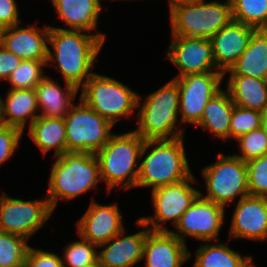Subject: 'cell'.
<instances>
[{"instance_id":"9","label":"cell","mask_w":267,"mask_h":267,"mask_svg":"<svg viewBox=\"0 0 267 267\" xmlns=\"http://www.w3.org/2000/svg\"><path fill=\"white\" fill-rule=\"evenodd\" d=\"M64 117L66 124L67 152H87L95 154L113 134V126L108 120L87 106L80 98Z\"/></svg>"},{"instance_id":"18","label":"cell","mask_w":267,"mask_h":267,"mask_svg":"<svg viewBox=\"0 0 267 267\" xmlns=\"http://www.w3.org/2000/svg\"><path fill=\"white\" fill-rule=\"evenodd\" d=\"M170 231H149L143 248L144 267H182L192 258L191 250Z\"/></svg>"},{"instance_id":"27","label":"cell","mask_w":267,"mask_h":267,"mask_svg":"<svg viewBox=\"0 0 267 267\" xmlns=\"http://www.w3.org/2000/svg\"><path fill=\"white\" fill-rule=\"evenodd\" d=\"M227 242L207 241L197 247L192 267H256L252 255L243 257Z\"/></svg>"},{"instance_id":"26","label":"cell","mask_w":267,"mask_h":267,"mask_svg":"<svg viewBox=\"0 0 267 267\" xmlns=\"http://www.w3.org/2000/svg\"><path fill=\"white\" fill-rule=\"evenodd\" d=\"M66 124L64 118H50L38 116L28 126L27 134L32 142L39 148L44 157L46 153L54 150L53 158L67 152Z\"/></svg>"},{"instance_id":"1","label":"cell","mask_w":267,"mask_h":267,"mask_svg":"<svg viewBox=\"0 0 267 267\" xmlns=\"http://www.w3.org/2000/svg\"><path fill=\"white\" fill-rule=\"evenodd\" d=\"M103 46L95 34L49 27L46 67L55 68L62 81L80 90L95 73L93 68Z\"/></svg>"},{"instance_id":"10","label":"cell","mask_w":267,"mask_h":267,"mask_svg":"<svg viewBox=\"0 0 267 267\" xmlns=\"http://www.w3.org/2000/svg\"><path fill=\"white\" fill-rule=\"evenodd\" d=\"M198 179L192 173L187 179L151 191L154 214L142 216V220L151 231H170L165 225L171 222L174 228L183 213L200 195V189L195 188ZM194 184V185H192Z\"/></svg>"},{"instance_id":"42","label":"cell","mask_w":267,"mask_h":267,"mask_svg":"<svg viewBox=\"0 0 267 267\" xmlns=\"http://www.w3.org/2000/svg\"><path fill=\"white\" fill-rule=\"evenodd\" d=\"M5 27L0 24V46L3 44V34H4Z\"/></svg>"},{"instance_id":"4","label":"cell","mask_w":267,"mask_h":267,"mask_svg":"<svg viewBox=\"0 0 267 267\" xmlns=\"http://www.w3.org/2000/svg\"><path fill=\"white\" fill-rule=\"evenodd\" d=\"M143 100V102H142ZM180 91L172 77L144 99L139 92L136 113L137 127L133 130L144 140L175 139L185 134L179 118Z\"/></svg>"},{"instance_id":"20","label":"cell","mask_w":267,"mask_h":267,"mask_svg":"<svg viewBox=\"0 0 267 267\" xmlns=\"http://www.w3.org/2000/svg\"><path fill=\"white\" fill-rule=\"evenodd\" d=\"M20 25L5 28L2 46L22 60L47 61L49 25Z\"/></svg>"},{"instance_id":"43","label":"cell","mask_w":267,"mask_h":267,"mask_svg":"<svg viewBox=\"0 0 267 267\" xmlns=\"http://www.w3.org/2000/svg\"><path fill=\"white\" fill-rule=\"evenodd\" d=\"M0 107H1V95H0ZM2 124V118H1V108H0V125Z\"/></svg>"},{"instance_id":"13","label":"cell","mask_w":267,"mask_h":267,"mask_svg":"<svg viewBox=\"0 0 267 267\" xmlns=\"http://www.w3.org/2000/svg\"><path fill=\"white\" fill-rule=\"evenodd\" d=\"M175 80L180 91V121L183 125L187 123L195 126L208 101L222 89L223 73L189 74Z\"/></svg>"},{"instance_id":"21","label":"cell","mask_w":267,"mask_h":267,"mask_svg":"<svg viewBox=\"0 0 267 267\" xmlns=\"http://www.w3.org/2000/svg\"><path fill=\"white\" fill-rule=\"evenodd\" d=\"M255 30L251 26L232 19L225 27L209 38L216 67L222 73L229 70L239 59Z\"/></svg>"},{"instance_id":"40","label":"cell","mask_w":267,"mask_h":267,"mask_svg":"<svg viewBox=\"0 0 267 267\" xmlns=\"http://www.w3.org/2000/svg\"><path fill=\"white\" fill-rule=\"evenodd\" d=\"M262 128L267 134V106L262 110Z\"/></svg>"},{"instance_id":"16","label":"cell","mask_w":267,"mask_h":267,"mask_svg":"<svg viewBox=\"0 0 267 267\" xmlns=\"http://www.w3.org/2000/svg\"><path fill=\"white\" fill-rule=\"evenodd\" d=\"M229 226L228 238L267 241V197L247 195L237 201Z\"/></svg>"},{"instance_id":"22","label":"cell","mask_w":267,"mask_h":267,"mask_svg":"<svg viewBox=\"0 0 267 267\" xmlns=\"http://www.w3.org/2000/svg\"><path fill=\"white\" fill-rule=\"evenodd\" d=\"M53 79L46 75L34 89L39 116L64 118L74 105V100L77 99L80 90L65 81H63V88L57 82L58 78Z\"/></svg>"},{"instance_id":"45","label":"cell","mask_w":267,"mask_h":267,"mask_svg":"<svg viewBox=\"0 0 267 267\" xmlns=\"http://www.w3.org/2000/svg\"><path fill=\"white\" fill-rule=\"evenodd\" d=\"M20 267H28V265L26 263H24L22 266Z\"/></svg>"},{"instance_id":"17","label":"cell","mask_w":267,"mask_h":267,"mask_svg":"<svg viewBox=\"0 0 267 267\" xmlns=\"http://www.w3.org/2000/svg\"><path fill=\"white\" fill-rule=\"evenodd\" d=\"M136 225L141 230L127 235L124 228L119 234L98 248L100 267H133L143 262V248L147 233L150 229L139 218Z\"/></svg>"},{"instance_id":"14","label":"cell","mask_w":267,"mask_h":267,"mask_svg":"<svg viewBox=\"0 0 267 267\" xmlns=\"http://www.w3.org/2000/svg\"><path fill=\"white\" fill-rule=\"evenodd\" d=\"M166 58L179 72L181 78L189 74L221 72L215 64L213 48L209 39L172 35Z\"/></svg>"},{"instance_id":"37","label":"cell","mask_w":267,"mask_h":267,"mask_svg":"<svg viewBox=\"0 0 267 267\" xmlns=\"http://www.w3.org/2000/svg\"><path fill=\"white\" fill-rule=\"evenodd\" d=\"M25 263L28 267H64L61 255L31 245L27 250Z\"/></svg>"},{"instance_id":"2","label":"cell","mask_w":267,"mask_h":267,"mask_svg":"<svg viewBox=\"0 0 267 267\" xmlns=\"http://www.w3.org/2000/svg\"><path fill=\"white\" fill-rule=\"evenodd\" d=\"M184 137L144 141L136 188H151L152 191L187 179L193 173Z\"/></svg>"},{"instance_id":"36","label":"cell","mask_w":267,"mask_h":267,"mask_svg":"<svg viewBox=\"0 0 267 267\" xmlns=\"http://www.w3.org/2000/svg\"><path fill=\"white\" fill-rule=\"evenodd\" d=\"M24 132L14 126L0 125V167L12 156L20 146Z\"/></svg>"},{"instance_id":"35","label":"cell","mask_w":267,"mask_h":267,"mask_svg":"<svg viewBox=\"0 0 267 267\" xmlns=\"http://www.w3.org/2000/svg\"><path fill=\"white\" fill-rule=\"evenodd\" d=\"M249 195L267 197V154L246 163Z\"/></svg>"},{"instance_id":"39","label":"cell","mask_w":267,"mask_h":267,"mask_svg":"<svg viewBox=\"0 0 267 267\" xmlns=\"http://www.w3.org/2000/svg\"><path fill=\"white\" fill-rule=\"evenodd\" d=\"M23 60L0 46V81H7L13 71L20 66Z\"/></svg>"},{"instance_id":"30","label":"cell","mask_w":267,"mask_h":267,"mask_svg":"<svg viewBox=\"0 0 267 267\" xmlns=\"http://www.w3.org/2000/svg\"><path fill=\"white\" fill-rule=\"evenodd\" d=\"M29 241L20 235L0 232V267H20L25 263Z\"/></svg>"},{"instance_id":"15","label":"cell","mask_w":267,"mask_h":267,"mask_svg":"<svg viewBox=\"0 0 267 267\" xmlns=\"http://www.w3.org/2000/svg\"><path fill=\"white\" fill-rule=\"evenodd\" d=\"M95 198L92 197L75 228L78 235L99 247L119 234L125 226L118 202L102 205Z\"/></svg>"},{"instance_id":"33","label":"cell","mask_w":267,"mask_h":267,"mask_svg":"<svg viewBox=\"0 0 267 267\" xmlns=\"http://www.w3.org/2000/svg\"><path fill=\"white\" fill-rule=\"evenodd\" d=\"M235 141L239 152L233 154L246 163L267 154V134L262 127L241 135Z\"/></svg>"},{"instance_id":"5","label":"cell","mask_w":267,"mask_h":267,"mask_svg":"<svg viewBox=\"0 0 267 267\" xmlns=\"http://www.w3.org/2000/svg\"><path fill=\"white\" fill-rule=\"evenodd\" d=\"M144 139L133 129L127 132L113 133L108 142L95 153L102 182L106 193L136 188L140 154Z\"/></svg>"},{"instance_id":"31","label":"cell","mask_w":267,"mask_h":267,"mask_svg":"<svg viewBox=\"0 0 267 267\" xmlns=\"http://www.w3.org/2000/svg\"><path fill=\"white\" fill-rule=\"evenodd\" d=\"M79 240L64 246L62 262L64 267H85L98 262V246L77 235Z\"/></svg>"},{"instance_id":"25","label":"cell","mask_w":267,"mask_h":267,"mask_svg":"<svg viewBox=\"0 0 267 267\" xmlns=\"http://www.w3.org/2000/svg\"><path fill=\"white\" fill-rule=\"evenodd\" d=\"M234 106L229 93L222 88L208 101L200 121L195 126L208 131L217 140L228 143Z\"/></svg>"},{"instance_id":"38","label":"cell","mask_w":267,"mask_h":267,"mask_svg":"<svg viewBox=\"0 0 267 267\" xmlns=\"http://www.w3.org/2000/svg\"><path fill=\"white\" fill-rule=\"evenodd\" d=\"M20 11L16 0H0V24L5 27H12L21 24Z\"/></svg>"},{"instance_id":"29","label":"cell","mask_w":267,"mask_h":267,"mask_svg":"<svg viewBox=\"0 0 267 267\" xmlns=\"http://www.w3.org/2000/svg\"><path fill=\"white\" fill-rule=\"evenodd\" d=\"M232 19L256 30L267 29V0H230Z\"/></svg>"},{"instance_id":"12","label":"cell","mask_w":267,"mask_h":267,"mask_svg":"<svg viewBox=\"0 0 267 267\" xmlns=\"http://www.w3.org/2000/svg\"><path fill=\"white\" fill-rule=\"evenodd\" d=\"M226 209L200 195L183 213L174 231L170 230L186 244L187 237L198 241H219L220 231L225 223Z\"/></svg>"},{"instance_id":"3","label":"cell","mask_w":267,"mask_h":267,"mask_svg":"<svg viewBox=\"0 0 267 267\" xmlns=\"http://www.w3.org/2000/svg\"><path fill=\"white\" fill-rule=\"evenodd\" d=\"M50 168L46 198L54 211L60 200L70 201L90 191H98L102 183L98 160L87 152H66L54 157Z\"/></svg>"},{"instance_id":"8","label":"cell","mask_w":267,"mask_h":267,"mask_svg":"<svg viewBox=\"0 0 267 267\" xmlns=\"http://www.w3.org/2000/svg\"><path fill=\"white\" fill-rule=\"evenodd\" d=\"M201 171L206 192L200 189V196L204 199L226 208L236 199L239 201L249 195L246 162L234 154L218 152L216 162L209 163Z\"/></svg>"},{"instance_id":"7","label":"cell","mask_w":267,"mask_h":267,"mask_svg":"<svg viewBox=\"0 0 267 267\" xmlns=\"http://www.w3.org/2000/svg\"><path fill=\"white\" fill-rule=\"evenodd\" d=\"M80 89L78 99L113 126L137 112L139 93L114 77L95 72Z\"/></svg>"},{"instance_id":"34","label":"cell","mask_w":267,"mask_h":267,"mask_svg":"<svg viewBox=\"0 0 267 267\" xmlns=\"http://www.w3.org/2000/svg\"><path fill=\"white\" fill-rule=\"evenodd\" d=\"M262 127V113L234 106L230 121V139L236 140L243 134Z\"/></svg>"},{"instance_id":"41","label":"cell","mask_w":267,"mask_h":267,"mask_svg":"<svg viewBox=\"0 0 267 267\" xmlns=\"http://www.w3.org/2000/svg\"><path fill=\"white\" fill-rule=\"evenodd\" d=\"M189 1H192V0H168V7H169V10L174 6V5H177V4H180V3H185V2H189Z\"/></svg>"},{"instance_id":"24","label":"cell","mask_w":267,"mask_h":267,"mask_svg":"<svg viewBox=\"0 0 267 267\" xmlns=\"http://www.w3.org/2000/svg\"><path fill=\"white\" fill-rule=\"evenodd\" d=\"M247 76L267 80V31L255 30L239 59L223 73L226 76Z\"/></svg>"},{"instance_id":"23","label":"cell","mask_w":267,"mask_h":267,"mask_svg":"<svg viewBox=\"0 0 267 267\" xmlns=\"http://www.w3.org/2000/svg\"><path fill=\"white\" fill-rule=\"evenodd\" d=\"M0 108L2 125L14 126L23 132L39 116L34 89H8L5 98L1 97Z\"/></svg>"},{"instance_id":"19","label":"cell","mask_w":267,"mask_h":267,"mask_svg":"<svg viewBox=\"0 0 267 267\" xmlns=\"http://www.w3.org/2000/svg\"><path fill=\"white\" fill-rule=\"evenodd\" d=\"M103 1V0H102ZM101 0H50L57 19L64 23V27L52 26L65 30H81L98 36L104 43L107 35L103 32H95L101 20L103 12ZM97 28V29H96ZM95 32V33H94Z\"/></svg>"},{"instance_id":"28","label":"cell","mask_w":267,"mask_h":267,"mask_svg":"<svg viewBox=\"0 0 267 267\" xmlns=\"http://www.w3.org/2000/svg\"><path fill=\"white\" fill-rule=\"evenodd\" d=\"M225 90L233 103L258 112L267 106V80L247 76H229Z\"/></svg>"},{"instance_id":"44","label":"cell","mask_w":267,"mask_h":267,"mask_svg":"<svg viewBox=\"0 0 267 267\" xmlns=\"http://www.w3.org/2000/svg\"><path fill=\"white\" fill-rule=\"evenodd\" d=\"M85 267H100L99 264H91V265H88V266H85Z\"/></svg>"},{"instance_id":"6","label":"cell","mask_w":267,"mask_h":267,"mask_svg":"<svg viewBox=\"0 0 267 267\" xmlns=\"http://www.w3.org/2000/svg\"><path fill=\"white\" fill-rule=\"evenodd\" d=\"M232 20L230 0H192L169 10L171 35L209 39Z\"/></svg>"},{"instance_id":"11","label":"cell","mask_w":267,"mask_h":267,"mask_svg":"<svg viewBox=\"0 0 267 267\" xmlns=\"http://www.w3.org/2000/svg\"><path fill=\"white\" fill-rule=\"evenodd\" d=\"M54 212L46 197L27 201L3 192L0 194V232L20 235L29 241Z\"/></svg>"},{"instance_id":"32","label":"cell","mask_w":267,"mask_h":267,"mask_svg":"<svg viewBox=\"0 0 267 267\" xmlns=\"http://www.w3.org/2000/svg\"><path fill=\"white\" fill-rule=\"evenodd\" d=\"M47 61L23 60L19 67L7 79L9 89H35L38 83L47 75ZM45 68V69H44Z\"/></svg>"}]
</instances>
